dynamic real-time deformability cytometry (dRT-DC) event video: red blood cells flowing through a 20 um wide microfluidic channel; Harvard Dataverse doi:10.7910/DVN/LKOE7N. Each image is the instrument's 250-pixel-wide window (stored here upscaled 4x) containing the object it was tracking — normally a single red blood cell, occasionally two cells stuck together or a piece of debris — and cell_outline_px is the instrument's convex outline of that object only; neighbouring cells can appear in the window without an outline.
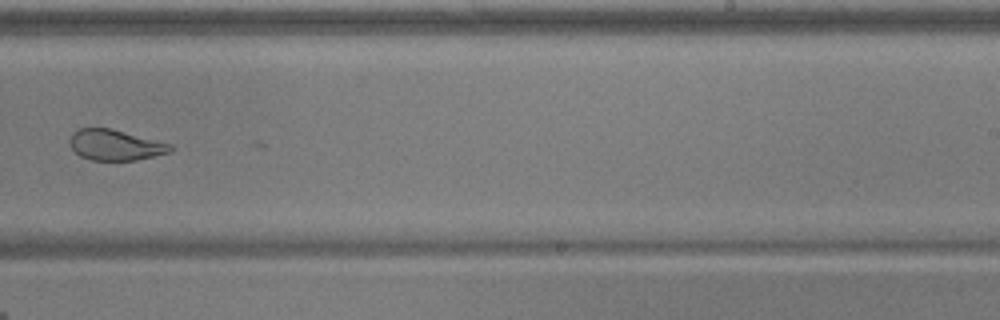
{"species": "common noctule bat (a hibernating species)", "species_latin": "Nyctalus noctula", "temperature_condition": "warm", "stored_images_in_passage": 27, "camera_frame_rate_fps": 3000, "um_per_image_px": 0.085, "animal": {"sex": "male", "body_mass_g": 17.9, "forearm_length_mm": 54.2}, "frame": {"image": 1, "passage_image": 19, "time_ms": 6.0, "image_size_px": [1000, 320], "cell_outline_px": [[172, 152], [136, 160], [92, 160], [80, 156], [72, 148], [68, 140], [72, 132], [76, 128], [112, 128], [172, 144]], "centroid_in_image_um": [9.79, 12.31], "position_along_channel_um": 279.2, "area_um2": 18.15}}